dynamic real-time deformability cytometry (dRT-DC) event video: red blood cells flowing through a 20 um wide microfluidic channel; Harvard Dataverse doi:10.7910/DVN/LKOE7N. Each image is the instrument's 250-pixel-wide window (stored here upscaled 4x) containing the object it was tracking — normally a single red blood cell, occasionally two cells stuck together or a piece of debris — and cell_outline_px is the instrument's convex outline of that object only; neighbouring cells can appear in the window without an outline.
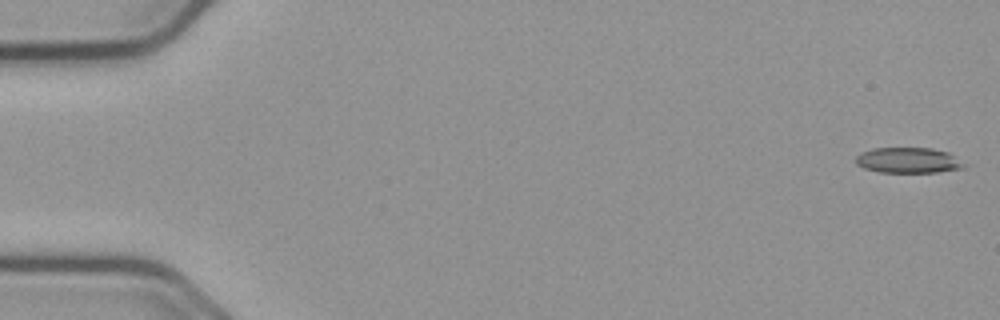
{"species": "common noctule bat (a hibernating species)", "species_latin": "Nyctalus noctula", "temperature_condition": "cold", "stored_images_in_passage": 14, "camera_frame_rate_fps": 3000, "um_per_image_px": 0.085, "animal": {"sex": "male", "body_mass_g": 23.1, "forearm_length_mm": 52.7}, "frame": {"image": 1, "passage_image": 1, "time_ms": 0.0, "image_size_px": [1000, 320], "cell_outline_px": [[964, 168], [936, 172], [880, 172], [864, 168], [856, 164], [856, 156], [860, 152], [872, 148], [932, 148], [948, 152], [964, 164]], "centroid_in_image_um": [77.16, 13.62], "position_along_channel_um": 7.8, "area_um2": 16.01}}
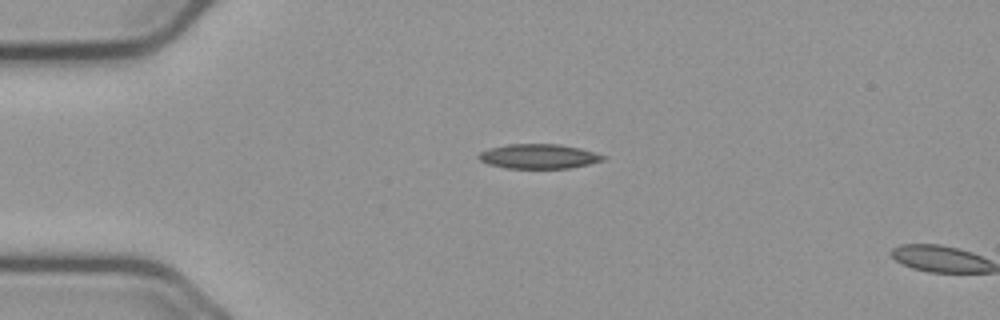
{"frame": {"image": 2, "passage_image": 13, "time_ms": 4.0, "image_size_px": [1000, 320], "cell_outline_px": [[608, 156], [604, 160], [588, 164], [568, 168], [504, 168], [488, 164], [480, 160], [476, 156], [480, 152], [488, 148], [508, 144], [560, 144], [580, 148], [596, 152]], "centroid_in_image_um": [45.79, 13.28], "position_along_channel_um": 39.2, "area_um2": 17.98}}